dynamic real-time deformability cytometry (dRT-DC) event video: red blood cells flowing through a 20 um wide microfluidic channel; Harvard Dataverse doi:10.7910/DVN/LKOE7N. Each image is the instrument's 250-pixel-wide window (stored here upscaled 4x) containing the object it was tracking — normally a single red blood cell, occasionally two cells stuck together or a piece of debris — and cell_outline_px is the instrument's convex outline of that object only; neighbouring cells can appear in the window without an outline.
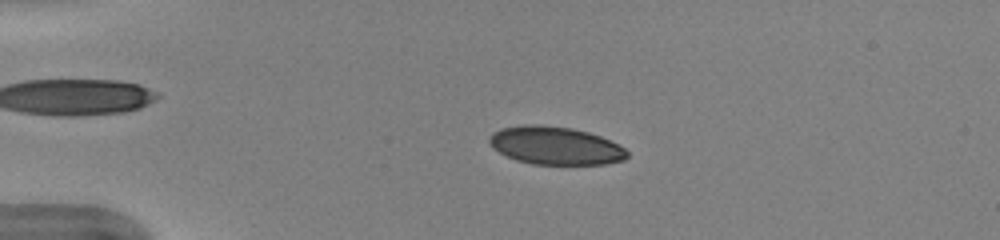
{"species": "human", "species_latin": "Homo sapiens", "temperature_condition": "warm", "stored_images_in_passage": 50, "camera_frame_rate_fps": 3000, "um_per_image_px": 0.085, "donor": {"sex": "female"}, "frame": {"image": 1, "passage_image": 11, "time_ms": 3.333, "image_size_px": [1000, 240], "cell_outline_px": [[628, 156], [624, 160], [604, 164], [532, 164], [516, 160], [492, 148], [488, 140], [488, 136], [492, 132], [500, 128], [524, 124], [540, 124], [572, 128], [588, 132], [600, 136], [624, 148], [628, 152]], "centroid_in_image_um": [47.16, 12.37], "position_along_channel_um": 37.8, "area_um2": 30.58}}
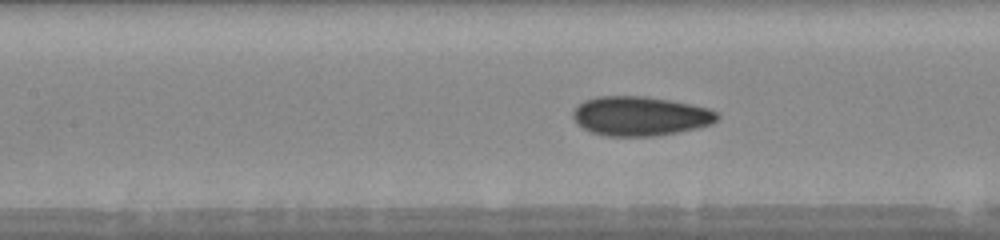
{"frame": {"image": 2, "passage_image": 23, "time_ms": 7.333, "image_size_px": [1000, 240], "cell_outline_px": [[720, 116], [712, 124], [696, 128], [656, 136], [604, 136], [592, 132], [576, 124], [572, 116], [572, 112], [584, 100], [596, 96], [644, 96], [668, 100], [708, 108], [716, 112]], "centroid_in_image_um": [54.38, 9.87], "position_along_channel_um": 153.0, "area_um2": 32.95}}
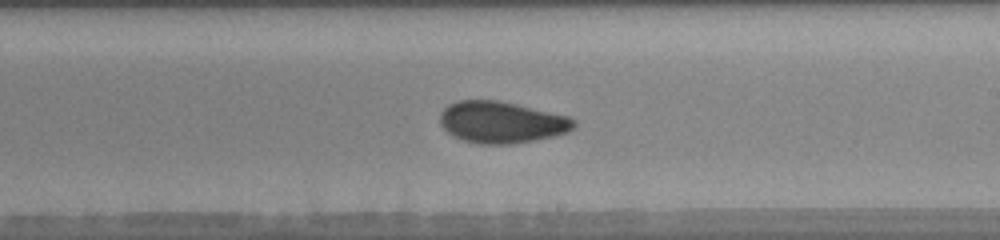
{"frame": {"image": 3, "passage_image": 30, "time_ms": 9.667, "image_size_px": [1000, 240], "cell_outline_px": [[576, 124], [568, 132], [536, 140], [512, 144], [480, 144], [464, 140], [452, 136], [440, 124], [440, 112], [448, 104], [460, 100], [496, 100], [516, 104], [568, 116], [576, 120]], "centroid_in_image_um": [42.61, 10.39], "position_along_channel_um": 246.4, "area_um2": 32.43}, "authors_computed_cell_mechanics": {"area_um2": 31.2987, "velocity_mm_per_s": 4.0119, "shape_relaxation_time_tau1_ms": 9.2996, "shape_relaxation_time_tau2_ms": 0.9284, "deformation_change_tau1": 0.1758, "deformation_change_tau2": 0.0446}}